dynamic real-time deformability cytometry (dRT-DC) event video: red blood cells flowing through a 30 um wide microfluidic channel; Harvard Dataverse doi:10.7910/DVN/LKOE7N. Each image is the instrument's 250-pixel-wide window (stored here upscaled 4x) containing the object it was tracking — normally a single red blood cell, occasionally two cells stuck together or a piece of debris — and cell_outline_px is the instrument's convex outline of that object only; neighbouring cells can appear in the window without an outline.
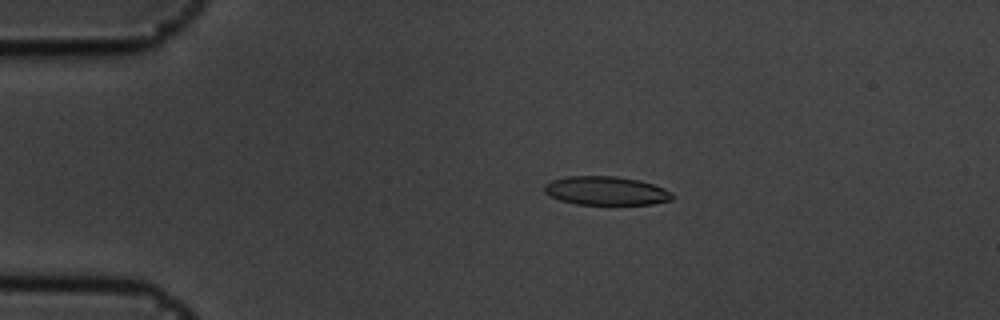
{"species": "common noctule bat (a hibernating species)", "species_latin": "Nyctalus noctula", "temperature_condition": "cold", "stored_images_in_passage": 46, "camera_frame_rate_fps": 3000, "um_per_image_px": 0.085, "animal": {"sex": "male", "body_mass_g": 19.5, "forearm_length_mm": 54.6}, "frame": {"image": 1, "passage_image": 1, "time_ms": 0.0, "image_size_px": [1000, 320], "cell_outline_px": [[672, 200], [652, 204], [576, 204], [560, 200], [544, 192], [544, 184], [552, 180], [568, 176], [616, 176], [640, 180], [664, 188], [672, 196]], "centroid_in_image_um": [51.48, 16.21], "position_along_channel_um": 33.5, "area_um2": 21.21}}
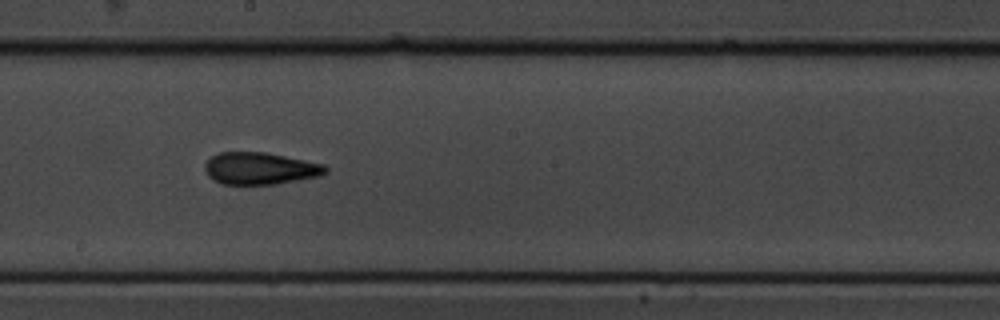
{"frame": {"image": 2, "passage_image": 21, "time_ms": 6.667, "image_size_px": [1000, 320], "cell_outline_px": [[328, 172], [320, 176], [276, 184], [220, 184], [212, 180], [208, 176], [204, 168], [204, 164], [212, 156], [220, 152], [264, 152], [324, 164], [328, 168]], "centroid_in_image_um": [22.09, 14.32], "position_along_channel_um": 226.1, "area_um2": 22.6}}
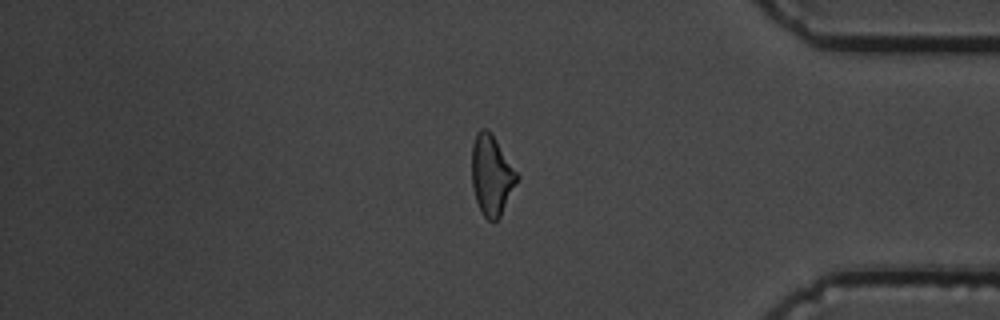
{"frame": {"image": 3, "passage_image": 37, "time_ms": 12.0, "image_size_px": [1000, 320], "cell_outline_px": [[520, 176], [500, 216], [492, 224], [480, 212], [476, 200], [472, 184], [472, 144], [476, 132], [480, 128], [484, 128], [492, 136]], "centroid_in_image_um": [41.76, 14.93], "position_along_channel_um": 393.4, "area_um2": 20.81}, "authors_computed_cell_mechanics": {"area_um2": 21.8195, "velocity_mm_per_s": 3.5712, "shape_relaxation_time_tau1_ms": 4.9836, "shape_relaxation_time_tau2_ms": 2.2697, "deformation_change_tau1": 0.1753, "deformation_change_tau2": 0.1167}}